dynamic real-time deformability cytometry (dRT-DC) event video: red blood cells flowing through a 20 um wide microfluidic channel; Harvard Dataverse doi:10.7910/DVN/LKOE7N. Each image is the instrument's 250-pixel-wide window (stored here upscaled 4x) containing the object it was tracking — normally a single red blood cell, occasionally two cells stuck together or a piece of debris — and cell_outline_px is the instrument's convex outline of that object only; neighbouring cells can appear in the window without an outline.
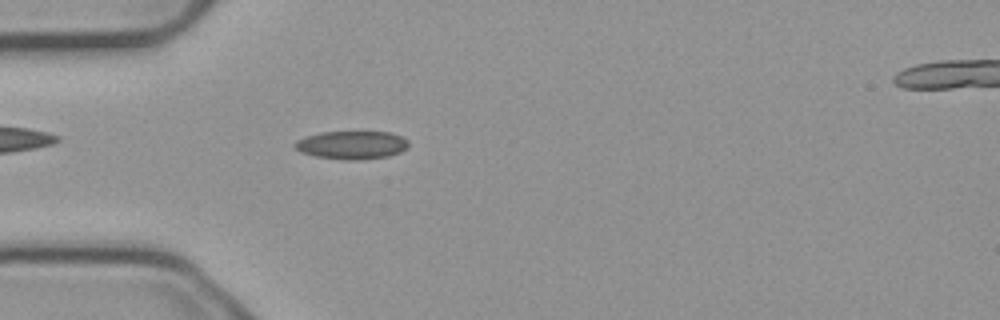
{"species": "common noctule bat (a hibernating species)", "species_latin": "Nyctalus noctula", "temperature_condition": "cold", "stored_images_in_passage": 54, "camera_frame_rate_fps": 3000, "um_per_image_px": 0.085, "animal": {"sex": "male", "body_mass_g": 23.1, "forearm_length_mm": 52.7}, "frame": {"image": 1, "passage_image": 15, "time_ms": 4.667, "image_size_px": [1000, 320], "cell_outline_px": [[408, 148], [400, 152], [388, 156], [356, 160], [316, 156], [300, 152], [292, 144], [296, 140], [304, 136], [320, 132], [388, 132], [400, 136], [408, 140]], "centroid_in_image_um": [29.88, 12.31], "position_along_channel_um": 55.1, "area_um2": 18.55}}
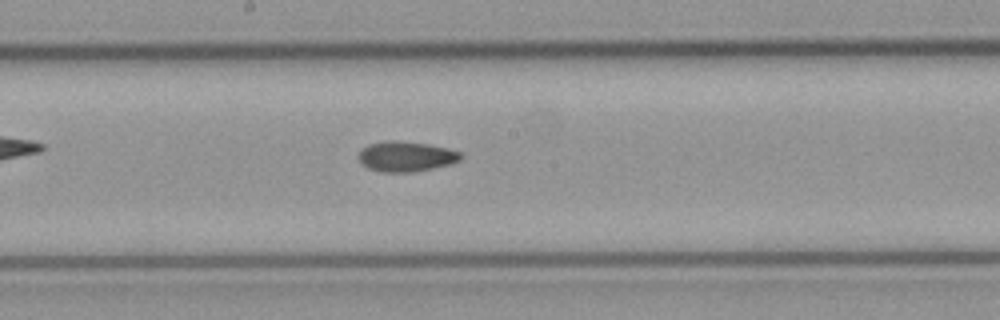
{"frame": {"image": 2, "passage_image": 28, "time_ms": 9.0, "image_size_px": [1000, 320], "cell_outline_px": [[464, 156], [460, 160], [452, 164], [412, 172], [380, 172], [368, 168], [356, 156], [360, 148], [368, 144], [384, 140], [396, 140], [428, 144], [448, 148], [460, 152]], "centroid_in_image_um": [34.49, 13.29], "position_along_channel_um": 213.7, "area_um2": 18.26}}
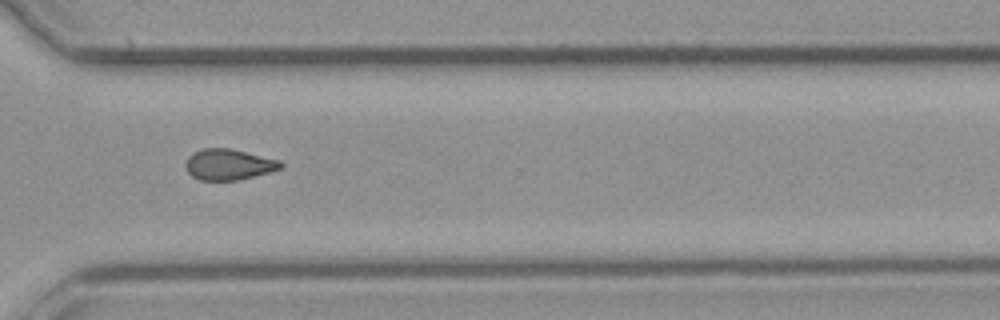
{"frame": {"image": 3, "passage_image": 39, "time_ms": 12.667, "image_size_px": [1000, 320], "cell_outline_px": [[284, 168], [240, 180], [200, 180], [192, 176], [188, 172], [184, 164], [188, 156], [192, 152], [204, 148], [228, 148], [280, 160], [284, 164]], "centroid_in_image_um": [19.44, 13.98], "position_along_channel_um": 351.2, "area_um2": 17.22}, "authors_computed_cell_mechanics": {"area_um2": 17.3689, "velocity_mm_per_s": 3.7691, "shape_relaxation_time_tau1_ms": null, "shape_relaxation_time_tau2_ms": 8.2106, "deformation_change_tau1": null, "deformation_change_tau2": 0.1453}}